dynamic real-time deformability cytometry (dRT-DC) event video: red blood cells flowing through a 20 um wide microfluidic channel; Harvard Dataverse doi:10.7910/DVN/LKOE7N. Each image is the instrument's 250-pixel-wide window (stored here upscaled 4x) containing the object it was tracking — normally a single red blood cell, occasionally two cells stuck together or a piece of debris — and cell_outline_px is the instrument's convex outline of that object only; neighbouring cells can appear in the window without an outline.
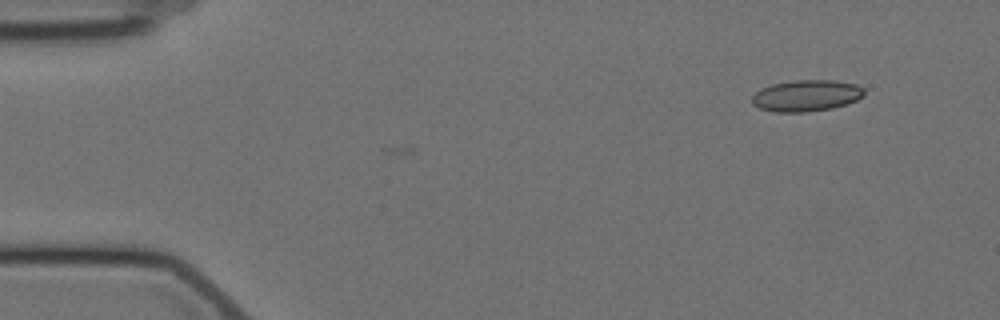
{"species": "Egyptian fruit bat (a non-hibernating species)", "species_latin": "Rousettus aegyptiacus", "temperature_condition": "cold", "stored_images_in_passage": 3, "camera_frame_rate_fps": 3000, "um_per_image_px": 0.085, "animal": {"sex": "female"}, "frame": {"image": 1, "passage_image": 3, "time_ms": 0.667, "image_size_px": [1000, 320], "cell_outline_px": [[864, 96], [856, 100], [832, 108], [804, 112], [776, 112], [760, 108], [752, 104], [752, 96], [760, 88], [772, 84], [796, 80], [832, 80], [856, 84], [864, 88]], "centroid_in_image_um": [68.53, 8.12], "position_along_channel_um": 16.5, "area_um2": 20.46}}